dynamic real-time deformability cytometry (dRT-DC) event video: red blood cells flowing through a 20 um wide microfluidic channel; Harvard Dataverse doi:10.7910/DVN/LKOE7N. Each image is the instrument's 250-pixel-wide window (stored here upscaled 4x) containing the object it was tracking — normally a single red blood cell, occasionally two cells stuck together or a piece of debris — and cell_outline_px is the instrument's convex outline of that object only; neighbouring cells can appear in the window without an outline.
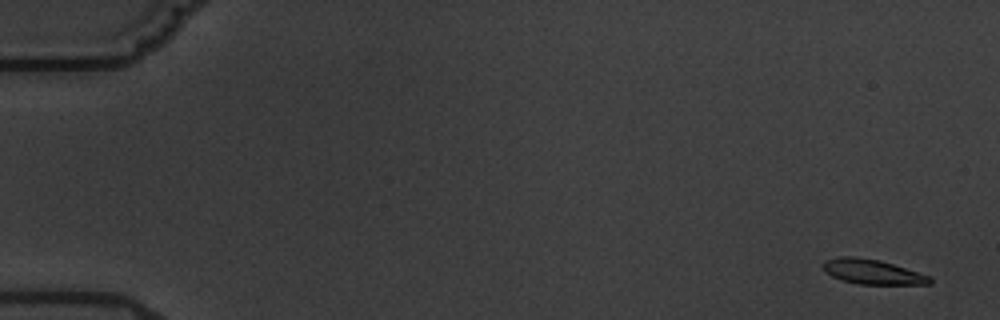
{"species": "common noctule bat (a hibernating species)", "species_latin": "Nyctalus noctula", "temperature_condition": "warm", "stored_images_in_passage": 6, "camera_frame_rate_fps": 3000, "um_per_image_px": 0.085, "animal": {"sex": "male", "body_mass_g": 19.5, "forearm_length_mm": 54.6}, "frame": {"image": 1, "passage_image": 1, "time_ms": 0.0, "image_size_px": [1000, 320], "cell_outline_px": [[932, 284], [860, 284], [844, 280], [832, 276], [824, 268], [824, 260], [840, 256], [856, 256], [880, 260], [932, 276]], "centroid_in_image_um": [74.21, 23.09], "position_along_channel_um": 10.8, "area_um2": 15.32}}